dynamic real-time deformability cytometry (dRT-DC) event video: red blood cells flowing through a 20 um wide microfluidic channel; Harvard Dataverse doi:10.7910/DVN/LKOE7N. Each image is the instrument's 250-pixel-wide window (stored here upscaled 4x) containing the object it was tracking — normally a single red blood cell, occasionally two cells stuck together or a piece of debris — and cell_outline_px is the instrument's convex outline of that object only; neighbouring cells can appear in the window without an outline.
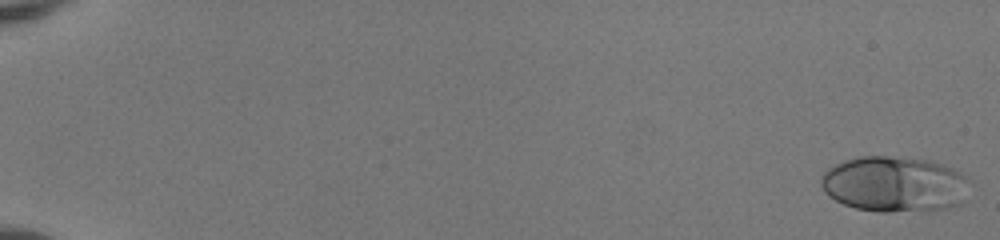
{"species": "human", "species_latin": "Homo sapiens", "temperature_condition": "room temperature", "stored_images_in_passage": 52, "camera_frame_rate_fps": 3000, "um_per_image_px": 0.085, "donor": {"sex": "female"}, "frame": {"image": 1, "passage_image": 1, "time_ms": 0.0, "image_size_px": [1000, 240], "cell_outline_px": [[968, 180], [960, 204], [948, 208], [924, 212], [880, 212], [856, 208], [844, 204], [828, 196], [824, 192], [820, 184], [820, 176], [828, 168], [844, 160], [860, 156], [888, 156], [932, 160], [944, 164], [960, 172]], "centroid_in_image_um": [75.99, 15.66], "position_along_channel_um": 9.0, "area_um2": 48.61}}
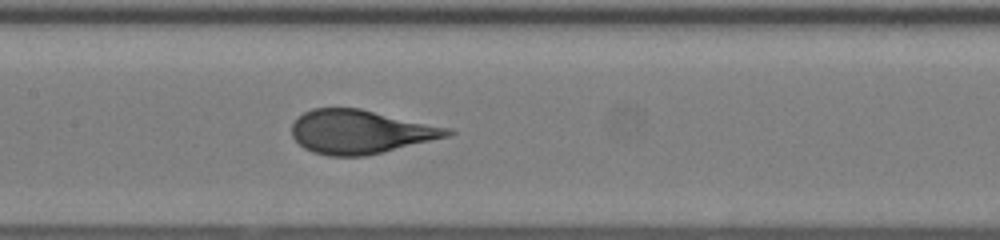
{"frame": {"image": 2, "passage_image": 28, "time_ms": 9.0, "image_size_px": [1000, 240], "cell_outline_px": [[456, 132], [448, 136], [364, 156], [328, 156], [312, 152], [304, 148], [292, 136], [292, 124], [304, 112], [312, 108], [360, 108], [452, 128]], "centroid_in_image_um": [30.63, 11.19], "position_along_channel_um": 176.8, "area_um2": 39.48}}
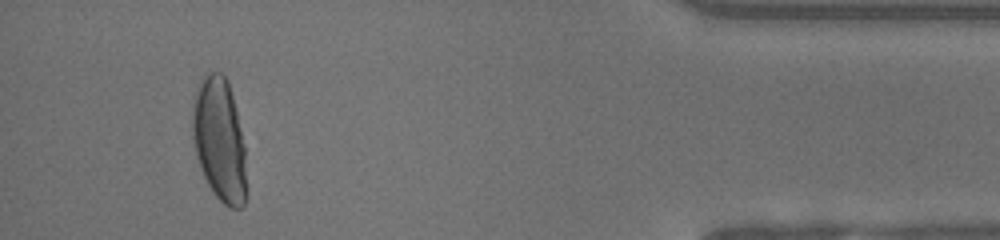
{"frame": {"image": 3, "passage_image": 49, "time_ms": 16.0, "image_size_px": [1000, 240], "cell_outline_px": [[244, 204], [240, 208], [228, 208], [216, 196], [208, 184], [204, 176], [196, 156], [192, 136], [192, 104], [200, 80], [208, 72], [220, 72], [228, 80], [244, 144]], "centroid_in_image_um": [18.61, 11.85], "position_along_channel_um": 416.6, "area_um2": 38.21}, "authors_computed_cell_mechanics": {"area_um2": 40.5467, "velocity_mm_per_s": 4.0967, "shape_relaxation_time_tau1_ms": 4.5571, "shape_relaxation_time_tau2_ms": null, "deformation_change_tau1": 0.2261, "deformation_change_tau2": null}}